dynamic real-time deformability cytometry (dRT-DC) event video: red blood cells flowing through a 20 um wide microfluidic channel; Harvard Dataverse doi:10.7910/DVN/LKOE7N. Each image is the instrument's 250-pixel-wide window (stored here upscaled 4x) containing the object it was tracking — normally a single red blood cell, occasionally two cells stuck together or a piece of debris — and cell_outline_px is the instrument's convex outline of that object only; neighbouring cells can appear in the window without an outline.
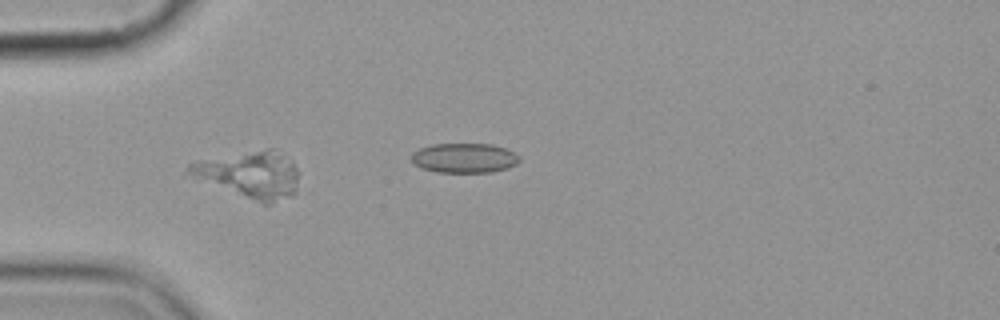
{"species": "common noctule bat (a hibernating species)", "species_latin": "Nyctalus noctula", "temperature_condition": "cold", "stored_images_in_passage": 6, "camera_frame_rate_fps": 3000, "um_per_image_px": 0.085, "animal": {"sex": "female", "body_mass_g": 19.9}, "frame": {"image": 1, "passage_image": 5, "time_ms": 4.667, "image_size_px": [1000, 320], "cell_outline_px": [[296, 192], [292, 196], [272, 204], [260, 204], [188, 172], [188, 164], [196, 160], [268, 148], [272, 148], [292, 160], [296, 168]], "centroid_in_image_um": [21.32, 14.83], "position_along_channel_um": 63.7, "area_um2": 29.25}}